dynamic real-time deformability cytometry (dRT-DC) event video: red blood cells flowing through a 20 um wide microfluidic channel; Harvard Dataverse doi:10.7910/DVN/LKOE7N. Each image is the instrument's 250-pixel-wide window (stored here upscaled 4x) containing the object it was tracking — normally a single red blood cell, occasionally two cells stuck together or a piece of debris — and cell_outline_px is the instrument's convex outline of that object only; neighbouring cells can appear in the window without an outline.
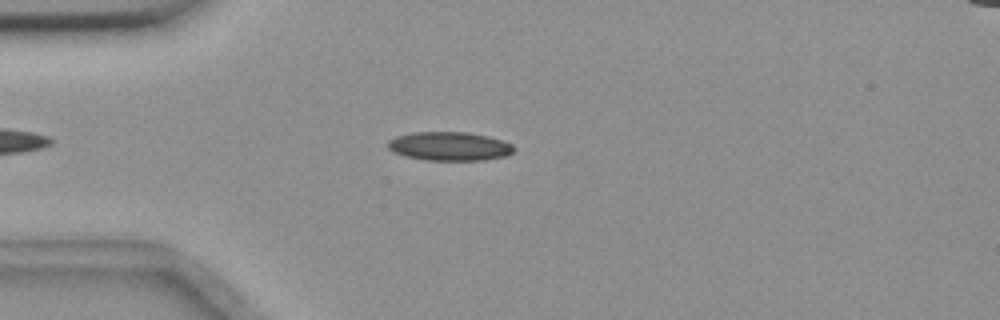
{"species": "common noctule bat (a hibernating species)", "species_latin": "Nyctalus noctula", "temperature_condition": "room temperature", "stored_images_in_passage": 44, "camera_frame_rate_fps": 3000, "um_per_image_px": 0.085, "animal": {"sex": "female", "body_mass_g": 18.4}, "frame": {"image": 1, "passage_image": 7, "time_ms": 2.0, "image_size_px": [1000, 320], "cell_outline_px": [[516, 148], [512, 152], [504, 156], [484, 160], [424, 160], [392, 152], [388, 148], [388, 140], [396, 136], [412, 132], [468, 132], [488, 136], [504, 140], [512, 144]], "centroid_in_image_um": [38.21, 12.42], "position_along_channel_um": 46.8, "area_um2": 21.21}}
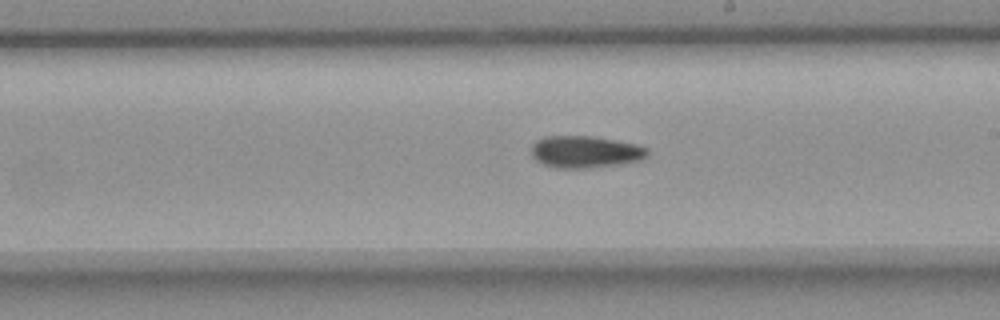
{"frame": {"image": 2, "passage_image": 24, "time_ms": 7.667, "image_size_px": [1000, 320], "cell_outline_px": [[648, 156], [640, 160], [620, 164], [588, 168], [556, 168], [544, 164], [536, 160], [532, 156], [532, 144], [536, 140], [544, 136], [592, 136], [636, 144], [648, 148]], "centroid_in_image_um": [49.74, 12.9], "position_along_channel_um": 239.3, "area_um2": 21.68}}
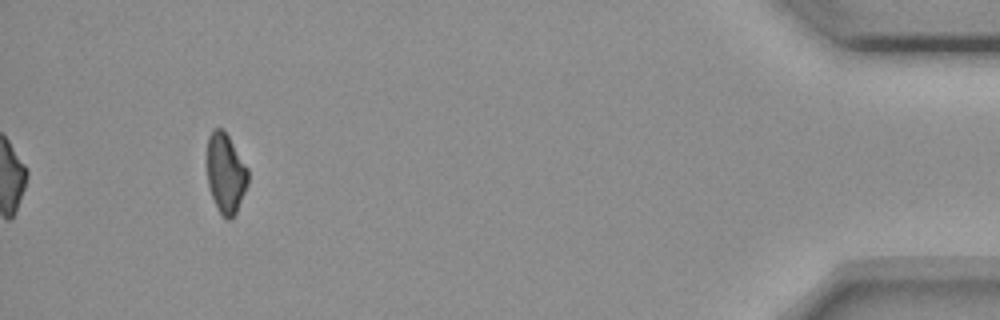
{"frame": {"image": 3, "passage_image": 44, "time_ms": 14.333, "image_size_px": [1000, 320], "cell_outline_px": [[248, 184], [236, 212], [228, 220], [220, 212], [212, 196], [208, 184], [204, 160], [208, 136], [212, 128], [224, 128], [248, 168]], "centroid_in_image_um": [19.14, 14.63], "position_along_channel_um": 416.1, "area_um2": 19.54}}